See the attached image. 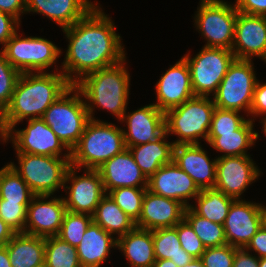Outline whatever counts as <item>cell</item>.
Returning a JSON list of instances; mask_svg holds the SVG:
<instances>
[{
    "label": "cell",
    "mask_w": 266,
    "mask_h": 267,
    "mask_svg": "<svg viewBox=\"0 0 266 267\" xmlns=\"http://www.w3.org/2000/svg\"><path fill=\"white\" fill-rule=\"evenodd\" d=\"M147 190L151 193L174 199L185 207L191 204L188 200L195 199L200 189L193 179L174 161L161 166L149 179Z\"/></svg>",
    "instance_id": "e0dca14e"
},
{
    "label": "cell",
    "mask_w": 266,
    "mask_h": 267,
    "mask_svg": "<svg viewBox=\"0 0 266 267\" xmlns=\"http://www.w3.org/2000/svg\"><path fill=\"white\" fill-rule=\"evenodd\" d=\"M49 197L50 195H34L31 199L27 207L24 233L41 237L59 234L67 209L63 197Z\"/></svg>",
    "instance_id": "2e32d148"
},
{
    "label": "cell",
    "mask_w": 266,
    "mask_h": 267,
    "mask_svg": "<svg viewBox=\"0 0 266 267\" xmlns=\"http://www.w3.org/2000/svg\"><path fill=\"white\" fill-rule=\"evenodd\" d=\"M106 194L119 187H147L148 179L136 164L128 148L107 160L97 169Z\"/></svg>",
    "instance_id": "603a6c76"
},
{
    "label": "cell",
    "mask_w": 266,
    "mask_h": 267,
    "mask_svg": "<svg viewBox=\"0 0 266 267\" xmlns=\"http://www.w3.org/2000/svg\"><path fill=\"white\" fill-rule=\"evenodd\" d=\"M114 25L97 4L84 18L62 29L69 43L60 71L72 85L86 74L126 59Z\"/></svg>",
    "instance_id": "6da1fadb"
},
{
    "label": "cell",
    "mask_w": 266,
    "mask_h": 267,
    "mask_svg": "<svg viewBox=\"0 0 266 267\" xmlns=\"http://www.w3.org/2000/svg\"><path fill=\"white\" fill-rule=\"evenodd\" d=\"M92 222L77 247L82 267H100L106 262L111 248H117V238Z\"/></svg>",
    "instance_id": "d4e9b609"
},
{
    "label": "cell",
    "mask_w": 266,
    "mask_h": 267,
    "mask_svg": "<svg viewBox=\"0 0 266 267\" xmlns=\"http://www.w3.org/2000/svg\"><path fill=\"white\" fill-rule=\"evenodd\" d=\"M18 165L9 164L27 183L34 195H54L63 189L71 158L16 153Z\"/></svg>",
    "instance_id": "52a82bcc"
},
{
    "label": "cell",
    "mask_w": 266,
    "mask_h": 267,
    "mask_svg": "<svg viewBox=\"0 0 266 267\" xmlns=\"http://www.w3.org/2000/svg\"><path fill=\"white\" fill-rule=\"evenodd\" d=\"M28 206L29 204L5 202L0 198V218L15 233H24Z\"/></svg>",
    "instance_id": "f35d334b"
},
{
    "label": "cell",
    "mask_w": 266,
    "mask_h": 267,
    "mask_svg": "<svg viewBox=\"0 0 266 267\" xmlns=\"http://www.w3.org/2000/svg\"><path fill=\"white\" fill-rule=\"evenodd\" d=\"M120 121L125 122L128 129L122 130L126 148L156 141L166 133L165 114L155 104L145 105L128 114L125 112Z\"/></svg>",
    "instance_id": "ac0fdd59"
},
{
    "label": "cell",
    "mask_w": 266,
    "mask_h": 267,
    "mask_svg": "<svg viewBox=\"0 0 266 267\" xmlns=\"http://www.w3.org/2000/svg\"><path fill=\"white\" fill-rule=\"evenodd\" d=\"M245 249L255 251L258 258L266 257V229L260 227Z\"/></svg>",
    "instance_id": "7dc6e473"
},
{
    "label": "cell",
    "mask_w": 266,
    "mask_h": 267,
    "mask_svg": "<svg viewBox=\"0 0 266 267\" xmlns=\"http://www.w3.org/2000/svg\"><path fill=\"white\" fill-rule=\"evenodd\" d=\"M78 170L72 165L68 168L63 187L67 198L63 200L67 211L93 215L100 200L106 195L102 178L98 170L84 169L85 174L77 176L75 171Z\"/></svg>",
    "instance_id": "4fadbf2b"
},
{
    "label": "cell",
    "mask_w": 266,
    "mask_h": 267,
    "mask_svg": "<svg viewBox=\"0 0 266 267\" xmlns=\"http://www.w3.org/2000/svg\"><path fill=\"white\" fill-rule=\"evenodd\" d=\"M185 209L186 207L177 200L146 190L142 201V212L135 225L137 228L151 231L174 227L184 219Z\"/></svg>",
    "instance_id": "7402d4cb"
},
{
    "label": "cell",
    "mask_w": 266,
    "mask_h": 267,
    "mask_svg": "<svg viewBox=\"0 0 266 267\" xmlns=\"http://www.w3.org/2000/svg\"><path fill=\"white\" fill-rule=\"evenodd\" d=\"M0 11L15 17L20 22L21 15L26 13V0H0Z\"/></svg>",
    "instance_id": "bcb514c9"
},
{
    "label": "cell",
    "mask_w": 266,
    "mask_h": 267,
    "mask_svg": "<svg viewBox=\"0 0 266 267\" xmlns=\"http://www.w3.org/2000/svg\"><path fill=\"white\" fill-rule=\"evenodd\" d=\"M55 69L53 73L20 74L11 102L1 114L4 134L24 119L42 118L46 109L72 86L66 76Z\"/></svg>",
    "instance_id": "7a4b0ae2"
},
{
    "label": "cell",
    "mask_w": 266,
    "mask_h": 267,
    "mask_svg": "<svg viewBox=\"0 0 266 267\" xmlns=\"http://www.w3.org/2000/svg\"><path fill=\"white\" fill-rule=\"evenodd\" d=\"M42 119L71 151L90 117L81 92L72 85L46 109Z\"/></svg>",
    "instance_id": "8992f818"
},
{
    "label": "cell",
    "mask_w": 266,
    "mask_h": 267,
    "mask_svg": "<svg viewBox=\"0 0 266 267\" xmlns=\"http://www.w3.org/2000/svg\"><path fill=\"white\" fill-rule=\"evenodd\" d=\"M183 58L190 70L194 95L203 97L216 93L229 66L236 59L232 50L205 46L193 58L189 53Z\"/></svg>",
    "instance_id": "8fae6325"
},
{
    "label": "cell",
    "mask_w": 266,
    "mask_h": 267,
    "mask_svg": "<svg viewBox=\"0 0 266 267\" xmlns=\"http://www.w3.org/2000/svg\"><path fill=\"white\" fill-rule=\"evenodd\" d=\"M122 130L110 122L90 119L79 142L71 150V165L97 170L126 149Z\"/></svg>",
    "instance_id": "277c9868"
},
{
    "label": "cell",
    "mask_w": 266,
    "mask_h": 267,
    "mask_svg": "<svg viewBox=\"0 0 266 267\" xmlns=\"http://www.w3.org/2000/svg\"><path fill=\"white\" fill-rule=\"evenodd\" d=\"M0 128H3L1 123V114H0Z\"/></svg>",
    "instance_id": "680465c9"
},
{
    "label": "cell",
    "mask_w": 266,
    "mask_h": 267,
    "mask_svg": "<svg viewBox=\"0 0 266 267\" xmlns=\"http://www.w3.org/2000/svg\"><path fill=\"white\" fill-rule=\"evenodd\" d=\"M38 267H46V265H45V264H42V265H40V266H38Z\"/></svg>",
    "instance_id": "91938a15"
},
{
    "label": "cell",
    "mask_w": 266,
    "mask_h": 267,
    "mask_svg": "<svg viewBox=\"0 0 266 267\" xmlns=\"http://www.w3.org/2000/svg\"><path fill=\"white\" fill-rule=\"evenodd\" d=\"M92 219L106 232L118 235L116 238L127 234L136 227L135 222L118 207L109 194L100 200Z\"/></svg>",
    "instance_id": "f546056e"
},
{
    "label": "cell",
    "mask_w": 266,
    "mask_h": 267,
    "mask_svg": "<svg viewBox=\"0 0 266 267\" xmlns=\"http://www.w3.org/2000/svg\"><path fill=\"white\" fill-rule=\"evenodd\" d=\"M0 137H1V141H3V143L5 142V134L3 132V128H0Z\"/></svg>",
    "instance_id": "6f0895ef"
},
{
    "label": "cell",
    "mask_w": 266,
    "mask_h": 267,
    "mask_svg": "<svg viewBox=\"0 0 266 267\" xmlns=\"http://www.w3.org/2000/svg\"><path fill=\"white\" fill-rule=\"evenodd\" d=\"M234 110H224L215 107L209 133H233L247 119Z\"/></svg>",
    "instance_id": "ab89813d"
},
{
    "label": "cell",
    "mask_w": 266,
    "mask_h": 267,
    "mask_svg": "<svg viewBox=\"0 0 266 267\" xmlns=\"http://www.w3.org/2000/svg\"><path fill=\"white\" fill-rule=\"evenodd\" d=\"M34 194L15 169L7 163L0 169V198L5 202L30 204Z\"/></svg>",
    "instance_id": "d6a6232c"
},
{
    "label": "cell",
    "mask_w": 266,
    "mask_h": 267,
    "mask_svg": "<svg viewBox=\"0 0 266 267\" xmlns=\"http://www.w3.org/2000/svg\"><path fill=\"white\" fill-rule=\"evenodd\" d=\"M235 6L238 12L266 17V0H236Z\"/></svg>",
    "instance_id": "f6af8a7d"
},
{
    "label": "cell",
    "mask_w": 266,
    "mask_h": 267,
    "mask_svg": "<svg viewBox=\"0 0 266 267\" xmlns=\"http://www.w3.org/2000/svg\"><path fill=\"white\" fill-rule=\"evenodd\" d=\"M168 136L169 135L165 133L156 141L128 148L136 164L147 179L161 166L173 161L174 143L166 141Z\"/></svg>",
    "instance_id": "f1b7e54d"
},
{
    "label": "cell",
    "mask_w": 266,
    "mask_h": 267,
    "mask_svg": "<svg viewBox=\"0 0 266 267\" xmlns=\"http://www.w3.org/2000/svg\"><path fill=\"white\" fill-rule=\"evenodd\" d=\"M234 200V198L226 196L222 191L209 188L201 190L195 198L197 204L189 207L197 215L223 225Z\"/></svg>",
    "instance_id": "1f68e13d"
},
{
    "label": "cell",
    "mask_w": 266,
    "mask_h": 267,
    "mask_svg": "<svg viewBox=\"0 0 266 267\" xmlns=\"http://www.w3.org/2000/svg\"><path fill=\"white\" fill-rule=\"evenodd\" d=\"M260 224L263 229H266V206L260 204L259 207Z\"/></svg>",
    "instance_id": "f5cc1de1"
},
{
    "label": "cell",
    "mask_w": 266,
    "mask_h": 267,
    "mask_svg": "<svg viewBox=\"0 0 266 267\" xmlns=\"http://www.w3.org/2000/svg\"><path fill=\"white\" fill-rule=\"evenodd\" d=\"M27 121L26 128L20 130L12 128L5 134V143L10 139L16 153L71 158V151L42 118ZM65 149L67 154L62 153Z\"/></svg>",
    "instance_id": "7c38bea8"
},
{
    "label": "cell",
    "mask_w": 266,
    "mask_h": 267,
    "mask_svg": "<svg viewBox=\"0 0 266 267\" xmlns=\"http://www.w3.org/2000/svg\"><path fill=\"white\" fill-rule=\"evenodd\" d=\"M125 63L126 59L93 71L74 84L85 99L90 119L96 120L93 113L95 106L112 112L119 121L122 119L128 106L131 77Z\"/></svg>",
    "instance_id": "3957f363"
},
{
    "label": "cell",
    "mask_w": 266,
    "mask_h": 267,
    "mask_svg": "<svg viewBox=\"0 0 266 267\" xmlns=\"http://www.w3.org/2000/svg\"><path fill=\"white\" fill-rule=\"evenodd\" d=\"M147 187H119L108 194L118 207L135 223L142 212V201Z\"/></svg>",
    "instance_id": "d590c367"
},
{
    "label": "cell",
    "mask_w": 266,
    "mask_h": 267,
    "mask_svg": "<svg viewBox=\"0 0 266 267\" xmlns=\"http://www.w3.org/2000/svg\"><path fill=\"white\" fill-rule=\"evenodd\" d=\"M215 107L211 97L194 96L166 111V134L177 136L174 145L200 144L202 138L207 142Z\"/></svg>",
    "instance_id": "5b68a950"
},
{
    "label": "cell",
    "mask_w": 266,
    "mask_h": 267,
    "mask_svg": "<svg viewBox=\"0 0 266 267\" xmlns=\"http://www.w3.org/2000/svg\"><path fill=\"white\" fill-rule=\"evenodd\" d=\"M6 247L12 267H38L45 264V237L15 233Z\"/></svg>",
    "instance_id": "83f0119b"
},
{
    "label": "cell",
    "mask_w": 266,
    "mask_h": 267,
    "mask_svg": "<svg viewBox=\"0 0 266 267\" xmlns=\"http://www.w3.org/2000/svg\"><path fill=\"white\" fill-rule=\"evenodd\" d=\"M97 4L89 0H26V13H40L65 29L84 18Z\"/></svg>",
    "instance_id": "cb8c5ba5"
},
{
    "label": "cell",
    "mask_w": 266,
    "mask_h": 267,
    "mask_svg": "<svg viewBox=\"0 0 266 267\" xmlns=\"http://www.w3.org/2000/svg\"><path fill=\"white\" fill-rule=\"evenodd\" d=\"M0 50L20 73L47 72L62 55L61 49L42 37H25L16 32Z\"/></svg>",
    "instance_id": "9c48e42d"
},
{
    "label": "cell",
    "mask_w": 266,
    "mask_h": 267,
    "mask_svg": "<svg viewBox=\"0 0 266 267\" xmlns=\"http://www.w3.org/2000/svg\"><path fill=\"white\" fill-rule=\"evenodd\" d=\"M19 25L20 22L15 17L0 11V45L2 44V47L17 32Z\"/></svg>",
    "instance_id": "ee69618b"
},
{
    "label": "cell",
    "mask_w": 266,
    "mask_h": 267,
    "mask_svg": "<svg viewBox=\"0 0 266 267\" xmlns=\"http://www.w3.org/2000/svg\"><path fill=\"white\" fill-rule=\"evenodd\" d=\"M0 267H12L6 246L0 247Z\"/></svg>",
    "instance_id": "f907efd6"
},
{
    "label": "cell",
    "mask_w": 266,
    "mask_h": 267,
    "mask_svg": "<svg viewBox=\"0 0 266 267\" xmlns=\"http://www.w3.org/2000/svg\"><path fill=\"white\" fill-rule=\"evenodd\" d=\"M259 259L245 248H237L234 254L233 267H259Z\"/></svg>",
    "instance_id": "c3c4849f"
},
{
    "label": "cell",
    "mask_w": 266,
    "mask_h": 267,
    "mask_svg": "<svg viewBox=\"0 0 266 267\" xmlns=\"http://www.w3.org/2000/svg\"><path fill=\"white\" fill-rule=\"evenodd\" d=\"M263 124V129H262V132H264L265 136H266V116L261 119V122Z\"/></svg>",
    "instance_id": "11a10c76"
},
{
    "label": "cell",
    "mask_w": 266,
    "mask_h": 267,
    "mask_svg": "<svg viewBox=\"0 0 266 267\" xmlns=\"http://www.w3.org/2000/svg\"><path fill=\"white\" fill-rule=\"evenodd\" d=\"M256 78L252 60L235 59L213 95L214 105L224 110H243L250 116L253 93L258 80Z\"/></svg>",
    "instance_id": "30bf717a"
},
{
    "label": "cell",
    "mask_w": 266,
    "mask_h": 267,
    "mask_svg": "<svg viewBox=\"0 0 266 267\" xmlns=\"http://www.w3.org/2000/svg\"><path fill=\"white\" fill-rule=\"evenodd\" d=\"M259 267H266V257L259 259Z\"/></svg>",
    "instance_id": "9f6ffc18"
},
{
    "label": "cell",
    "mask_w": 266,
    "mask_h": 267,
    "mask_svg": "<svg viewBox=\"0 0 266 267\" xmlns=\"http://www.w3.org/2000/svg\"><path fill=\"white\" fill-rule=\"evenodd\" d=\"M254 119H247L233 133H209L207 143L221 156H244L259 138V133L254 131ZM248 148V149H247Z\"/></svg>",
    "instance_id": "484cf974"
},
{
    "label": "cell",
    "mask_w": 266,
    "mask_h": 267,
    "mask_svg": "<svg viewBox=\"0 0 266 267\" xmlns=\"http://www.w3.org/2000/svg\"><path fill=\"white\" fill-rule=\"evenodd\" d=\"M15 235V232L0 218V247H4Z\"/></svg>",
    "instance_id": "681fc988"
},
{
    "label": "cell",
    "mask_w": 266,
    "mask_h": 267,
    "mask_svg": "<svg viewBox=\"0 0 266 267\" xmlns=\"http://www.w3.org/2000/svg\"><path fill=\"white\" fill-rule=\"evenodd\" d=\"M117 248L128 259L131 267H152L156 260L151 230L135 227L117 238Z\"/></svg>",
    "instance_id": "4316f807"
},
{
    "label": "cell",
    "mask_w": 266,
    "mask_h": 267,
    "mask_svg": "<svg viewBox=\"0 0 266 267\" xmlns=\"http://www.w3.org/2000/svg\"><path fill=\"white\" fill-rule=\"evenodd\" d=\"M20 74L0 51V114L9 106Z\"/></svg>",
    "instance_id": "74e56055"
},
{
    "label": "cell",
    "mask_w": 266,
    "mask_h": 267,
    "mask_svg": "<svg viewBox=\"0 0 266 267\" xmlns=\"http://www.w3.org/2000/svg\"><path fill=\"white\" fill-rule=\"evenodd\" d=\"M232 52L239 60H252L256 56L266 63L265 16L238 12Z\"/></svg>",
    "instance_id": "9a60e30c"
},
{
    "label": "cell",
    "mask_w": 266,
    "mask_h": 267,
    "mask_svg": "<svg viewBox=\"0 0 266 267\" xmlns=\"http://www.w3.org/2000/svg\"><path fill=\"white\" fill-rule=\"evenodd\" d=\"M46 267H82L77 248L57 235L45 237Z\"/></svg>",
    "instance_id": "e575fe53"
},
{
    "label": "cell",
    "mask_w": 266,
    "mask_h": 267,
    "mask_svg": "<svg viewBox=\"0 0 266 267\" xmlns=\"http://www.w3.org/2000/svg\"><path fill=\"white\" fill-rule=\"evenodd\" d=\"M152 237L156 260H171L177 267H183L193 260L181 247L177 224L174 227L153 230Z\"/></svg>",
    "instance_id": "4dcf8cb0"
},
{
    "label": "cell",
    "mask_w": 266,
    "mask_h": 267,
    "mask_svg": "<svg viewBox=\"0 0 266 267\" xmlns=\"http://www.w3.org/2000/svg\"><path fill=\"white\" fill-rule=\"evenodd\" d=\"M173 161L193 179L200 190L215 187L217 158L210 160L202 145H174Z\"/></svg>",
    "instance_id": "44dd1931"
},
{
    "label": "cell",
    "mask_w": 266,
    "mask_h": 267,
    "mask_svg": "<svg viewBox=\"0 0 266 267\" xmlns=\"http://www.w3.org/2000/svg\"><path fill=\"white\" fill-rule=\"evenodd\" d=\"M92 222V215L66 211L57 236L77 248Z\"/></svg>",
    "instance_id": "8d00e7d4"
},
{
    "label": "cell",
    "mask_w": 266,
    "mask_h": 267,
    "mask_svg": "<svg viewBox=\"0 0 266 267\" xmlns=\"http://www.w3.org/2000/svg\"><path fill=\"white\" fill-rule=\"evenodd\" d=\"M250 114V116H254V119L266 115V83H260L258 80L253 93Z\"/></svg>",
    "instance_id": "7bdbcfd3"
},
{
    "label": "cell",
    "mask_w": 266,
    "mask_h": 267,
    "mask_svg": "<svg viewBox=\"0 0 266 267\" xmlns=\"http://www.w3.org/2000/svg\"><path fill=\"white\" fill-rule=\"evenodd\" d=\"M194 17L196 30L207 41L205 47L232 50L238 11L223 0H200Z\"/></svg>",
    "instance_id": "ba28073f"
},
{
    "label": "cell",
    "mask_w": 266,
    "mask_h": 267,
    "mask_svg": "<svg viewBox=\"0 0 266 267\" xmlns=\"http://www.w3.org/2000/svg\"><path fill=\"white\" fill-rule=\"evenodd\" d=\"M251 159L244 156H219L216 164L215 189L235 200L245 192L250 184L256 181L261 171Z\"/></svg>",
    "instance_id": "5bb4252c"
},
{
    "label": "cell",
    "mask_w": 266,
    "mask_h": 267,
    "mask_svg": "<svg viewBox=\"0 0 266 267\" xmlns=\"http://www.w3.org/2000/svg\"><path fill=\"white\" fill-rule=\"evenodd\" d=\"M177 234L182 249L193 259L200 258L205 251V247L185 219L177 224Z\"/></svg>",
    "instance_id": "b9f144b4"
},
{
    "label": "cell",
    "mask_w": 266,
    "mask_h": 267,
    "mask_svg": "<svg viewBox=\"0 0 266 267\" xmlns=\"http://www.w3.org/2000/svg\"><path fill=\"white\" fill-rule=\"evenodd\" d=\"M260 203L234 200L224 221V233L227 244L245 248L261 227Z\"/></svg>",
    "instance_id": "ffe728a7"
},
{
    "label": "cell",
    "mask_w": 266,
    "mask_h": 267,
    "mask_svg": "<svg viewBox=\"0 0 266 267\" xmlns=\"http://www.w3.org/2000/svg\"><path fill=\"white\" fill-rule=\"evenodd\" d=\"M155 87L157 103L153 104L164 113L194 97L190 70L186 60L182 57L173 66H170L162 74Z\"/></svg>",
    "instance_id": "d6986e66"
},
{
    "label": "cell",
    "mask_w": 266,
    "mask_h": 267,
    "mask_svg": "<svg viewBox=\"0 0 266 267\" xmlns=\"http://www.w3.org/2000/svg\"><path fill=\"white\" fill-rule=\"evenodd\" d=\"M183 267H205L200 258H194L189 264Z\"/></svg>",
    "instance_id": "db71d44e"
},
{
    "label": "cell",
    "mask_w": 266,
    "mask_h": 267,
    "mask_svg": "<svg viewBox=\"0 0 266 267\" xmlns=\"http://www.w3.org/2000/svg\"><path fill=\"white\" fill-rule=\"evenodd\" d=\"M184 219L193 228L205 248L220 247L227 244L222 224L211 222L197 215L190 207H186Z\"/></svg>",
    "instance_id": "836d02e7"
},
{
    "label": "cell",
    "mask_w": 266,
    "mask_h": 267,
    "mask_svg": "<svg viewBox=\"0 0 266 267\" xmlns=\"http://www.w3.org/2000/svg\"><path fill=\"white\" fill-rule=\"evenodd\" d=\"M152 267H177L171 260H155Z\"/></svg>",
    "instance_id": "816d5d0a"
},
{
    "label": "cell",
    "mask_w": 266,
    "mask_h": 267,
    "mask_svg": "<svg viewBox=\"0 0 266 267\" xmlns=\"http://www.w3.org/2000/svg\"><path fill=\"white\" fill-rule=\"evenodd\" d=\"M237 247L229 244L205 248L200 259L205 267H233L234 254Z\"/></svg>",
    "instance_id": "60d3db41"
}]
</instances>
